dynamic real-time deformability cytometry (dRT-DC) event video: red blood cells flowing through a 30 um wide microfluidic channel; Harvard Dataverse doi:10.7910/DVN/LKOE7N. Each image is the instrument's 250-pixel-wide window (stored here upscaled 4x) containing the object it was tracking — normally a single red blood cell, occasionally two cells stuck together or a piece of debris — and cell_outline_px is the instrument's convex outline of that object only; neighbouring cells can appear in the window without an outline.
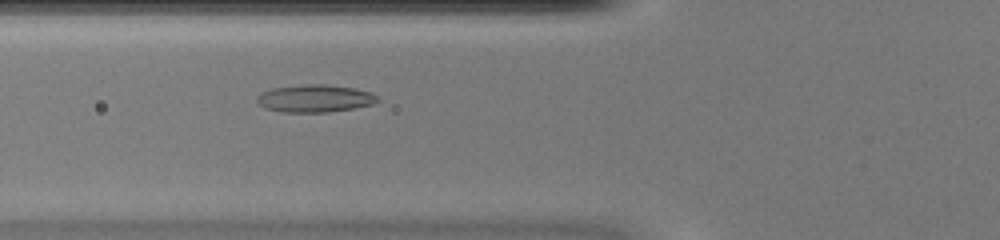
{"species": "common noctule bat (a hibernating species)", "species_latin": "Nyctalus noctula", "temperature_condition": "warm", "stored_images_in_passage": 43, "camera_frame_rate_fps": 3000, "um_per_image_px": 0.085, "animal": {"sex": "female", "body_mass_g": 20.0, "forearm_length_mm": 54.0}, "frame": {"image": 1, "passage_image": 12, "time_ms": 3.667, "image_size_px": [1000, 240], "cell_outline_px": [[380, 100], [372, 104], [352, 108], [328, 112], [280, 112], [264, 108], [256, 100], [256, 96], [260, 92], [272, 88], [308, 84], [324, 84], [352, 88], [372, 92], [380, 96]], "centroid_in_image_um": [26.75, 8.37], "position_along_channel_um": 99.0, "area_um2": 19.42}}
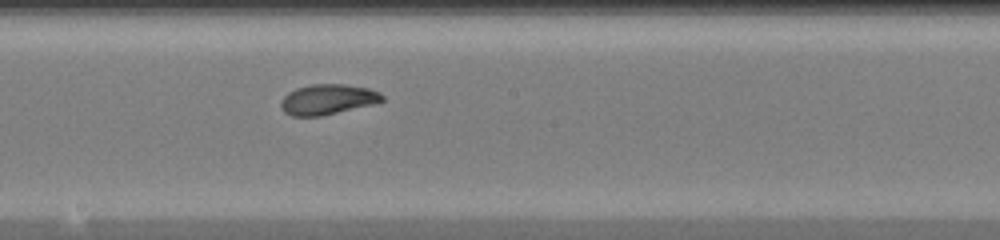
{"frame": {"image": 2, "passage_image": 21, "time_ms": 6.667, "image_size_px": [1000, 240], "cell_outline_px": [[384, 100], [372, 104], [320, 116], [292, 116], [284, 112], [280, 108], [280, 100], [288, 92], [296, 88], [312, 84], [344, 84], [368, 88], [380, 92], [384, 96]], "centroid_in_image_um": [27.82, 8.44], "position_along_channel_um": 220.4, "area_um2": 17.86}}
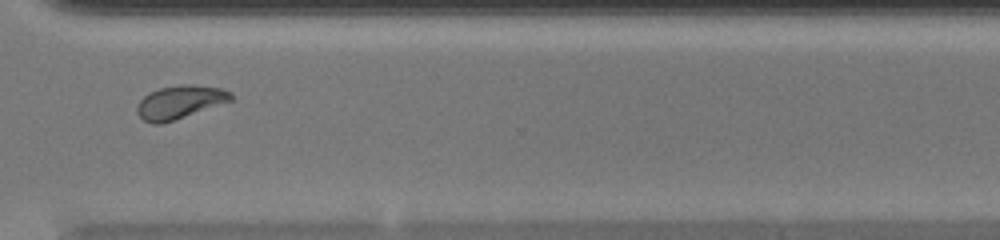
{"frame": {"image": 3, "passage_image": 31, "time_ms": 10.0, "image_size_px": [1000, 240], "cell_outline_px": [[232, 100], [160, 124], [152, 124], [144, 120], [136, 112], [136, 108], [140, 100], [144, 96], [160, 88], [180, 84], [192, 84], [220, 88], [232, 92]], "centroid_in_image_um": [15.27, 8.66], "position_along_channel_um": 355.3, "area_um2": 17.8}, "authors_computed_cell_mechanics": {"area_um2": 18.207, "velocity_mm_per_s": 4.0489, "shape_relaxation_time_tau1_ms": 8.2802, "shape_relaxation_time_tau2_ms": 1.3527, "deformation_change_tau1": 0.24, "deformation_change_tau2": 0.0582}}